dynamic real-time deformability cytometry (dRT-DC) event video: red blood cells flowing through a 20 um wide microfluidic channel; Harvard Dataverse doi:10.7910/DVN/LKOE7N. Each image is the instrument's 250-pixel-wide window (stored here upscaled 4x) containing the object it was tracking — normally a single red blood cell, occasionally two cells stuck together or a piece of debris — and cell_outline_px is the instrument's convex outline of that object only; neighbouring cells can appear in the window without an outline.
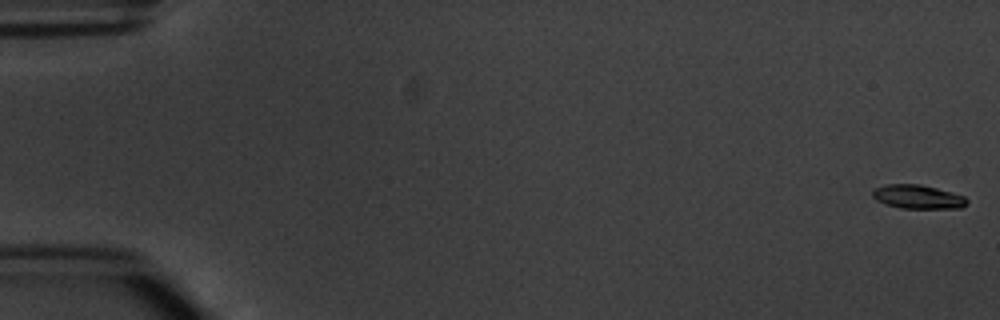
{"species": "common noctule bat (a hibernating species)", "species_latin": "Nyctalus noctula", "temperature_condition": "warm", "stored_images_in_passage": 3, "camera_frame_rate_fps": 3000, "um_per_image_px": 0.085, "animal": {"sex": "male", "body_mass_g": 20.1, "forearm_length_mm": 53.5}, "frame": {"image": 1, "passage_image": 3, "time_ms": 2.333, "image_size_px": [1000, 320], "cell_outline_px": [[968, 204], [960, 208], [900, 208], [884, 204], [876, 200], [872, 196], [872, 192], [876, 188], [888, 184], [920, 184], [952, 192], [964, 196], [968, 200]], "centroid_in_image_um": [78.02, 16.73], "position_along_channel_um": 7.0, "area_um2": 13.12}}